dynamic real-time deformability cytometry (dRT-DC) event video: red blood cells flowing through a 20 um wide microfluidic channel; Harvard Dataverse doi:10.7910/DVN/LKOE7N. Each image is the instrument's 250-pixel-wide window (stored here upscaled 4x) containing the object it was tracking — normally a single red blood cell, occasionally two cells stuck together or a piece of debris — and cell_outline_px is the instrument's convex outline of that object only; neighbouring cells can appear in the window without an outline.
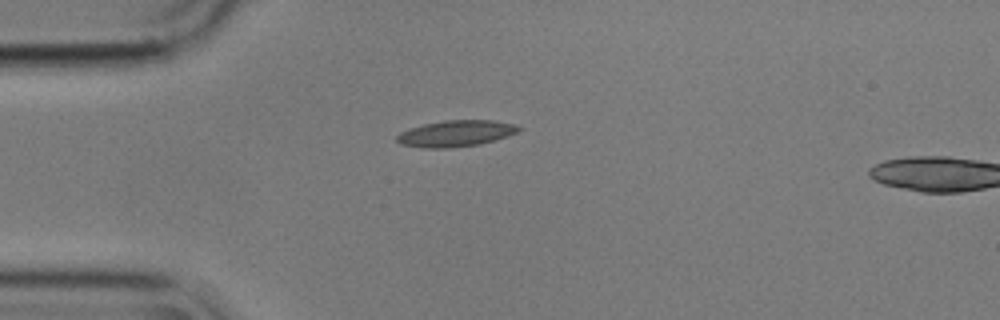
{"species": "common noctule bat (a hibernating species)", "species_latin": "Nyctalus noctula", "temperature_condition": "cold", "stored_images_in_passage": 43, "camera_frame_rate_fps": 3000, "um_per_image_px": 0.085, "animal": {"sex": "male", "body_mass_g": 17.9}, "frame": {"image": 1, "passage_image": 1, "time_ms": 0.0, "image_size_px": [1000, 320], "cell_outline_px": [[524, 128], [508, 136], [480, 144], [452, 148], [420, 148], [400, 144], [396, 140], [396, 136], [400, 132], [424, 124], [444, 120], [492, 120], [516, 124]], "centroid_in_image_um": [38.75, 11.35], "position_along_channel_um": 46.2, "area_um2": 18.79}}
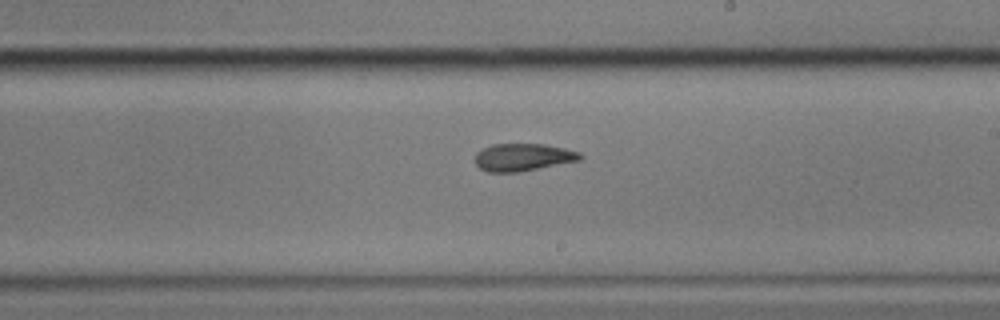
{"frame": {"image": 2, "passage_image": 19, "time_ms": 6.0, "image_size_px": [1000, 320], "cell_outline_px": [[584, 156], [580, 160], [520, 172], [488, 172], [480, 168], [476, 164], [476, 152], [492, 144], [544, 144], [564, 148], [580, 152]], "centroid_in_image_um": [44.47, 13.36], "position_along_channel_um": 244.5, "area_um2": 16.82}}
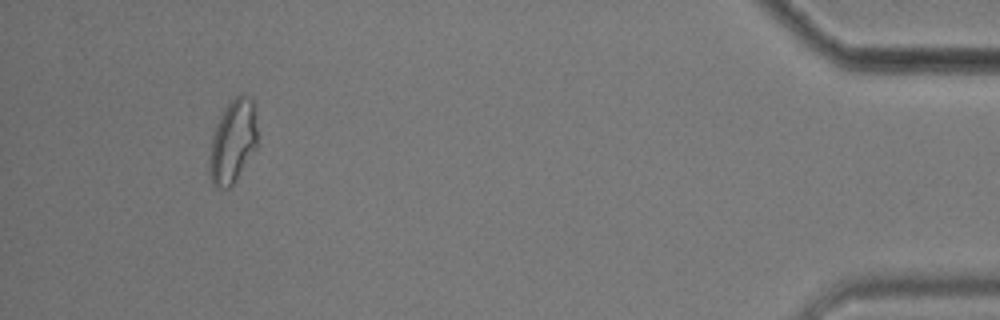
{"frame": {"image": 3, "passage_image": 39, "time_ms": 12.667, "image_size_px": [1000, 320], "cell_outline_px": [[256, 148], [232, 184], [228, 188], [220, 188], [212, 184], [208, 176], [208, 160], [212, 140], [220, 116], [228, 104], [240, 92], [244, 92], [252, 100], [256, 128]], "centroid_in_image_um": [19.76, 12.04], "position_along_channel_um": 415.4, "area_um2": 22.89}, "authors_computed_cell_mechanics": {"area_um2": 18.207, "velocity_mm_per_s": 3.5571, "shape_relaxation_time_tau1_ms": null, "shape_relaxation_time_tau2_ms": 3.6996, "deformation_change_tau1": null, "deformation_change_tau2": 0.1027}}